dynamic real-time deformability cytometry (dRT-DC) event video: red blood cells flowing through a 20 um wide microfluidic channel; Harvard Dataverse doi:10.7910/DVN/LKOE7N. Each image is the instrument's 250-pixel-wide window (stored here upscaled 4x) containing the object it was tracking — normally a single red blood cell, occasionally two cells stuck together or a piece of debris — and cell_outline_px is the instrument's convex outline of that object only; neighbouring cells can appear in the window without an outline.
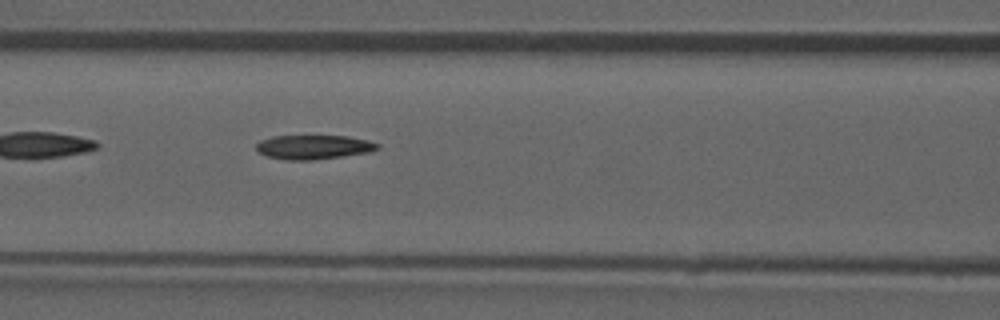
{"species": "common noctule bat (a hibernating species)", "species_latin": "Nyctalus noctula", "temperature_condition": "room temperature", "stored_images_in_passage": 36, "camera_frame_rate_fps": 3000, "um_per_image_px": 0.085, "animal": {"sex": "male", "forearm_length_mm": 52.5}, "frame": {"image": 1, "passage_image": 6, "time_ms": 1.667, "image_size_px": [1000, 320], "cell_outline_px": [[380, 148], [368, 152], [312, 160], [284, 160], [268, 156], [260, 152], [256, 148], [256, 144], [260, 140], [272, 136], [348, 136], [368, 140], [380, 144]], "centroid_in_image_um": [26.65, 12.49], "position_along_channel_um": 139.9, "area_um2": 16.99}}